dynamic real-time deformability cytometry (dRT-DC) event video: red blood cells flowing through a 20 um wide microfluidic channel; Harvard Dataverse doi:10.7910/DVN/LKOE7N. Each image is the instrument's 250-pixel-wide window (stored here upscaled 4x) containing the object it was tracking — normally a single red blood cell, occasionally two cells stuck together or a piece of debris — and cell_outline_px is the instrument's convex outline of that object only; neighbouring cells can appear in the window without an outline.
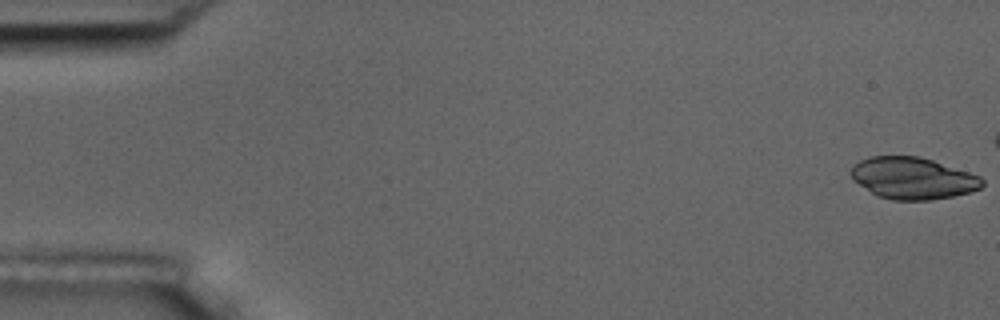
{"species": "common noctule bat (a hibernating species)", "species_latin": "Nyctalus noctula", "temperature_condition": "room temperature", "stored_images_in_passage": 48, "camera_frame_rate_fps": 3000, "um_per_image_px": 0.085, "animal": {"sex": "male", "body_mass_g": 17.5, "forearm_length_mm": 52.3}, "frame": {"image": 1, "passage_image": 1, "time_ms": 0.0, "image_size_px": [1000, 320], "cell_outline_px": [[984, 184], [980, 188], [968, 192], [952, 196], [932, 200], [892, 200], [876, 196], [852, 180], [848, 172], [860, 160], [868, 156], [920, 156], [980, 176], [984, 180]], "centroid_in_image_um": [77.54, 15.15], "position_along_channel_um": 7.5, "area_um2": 32.02}}